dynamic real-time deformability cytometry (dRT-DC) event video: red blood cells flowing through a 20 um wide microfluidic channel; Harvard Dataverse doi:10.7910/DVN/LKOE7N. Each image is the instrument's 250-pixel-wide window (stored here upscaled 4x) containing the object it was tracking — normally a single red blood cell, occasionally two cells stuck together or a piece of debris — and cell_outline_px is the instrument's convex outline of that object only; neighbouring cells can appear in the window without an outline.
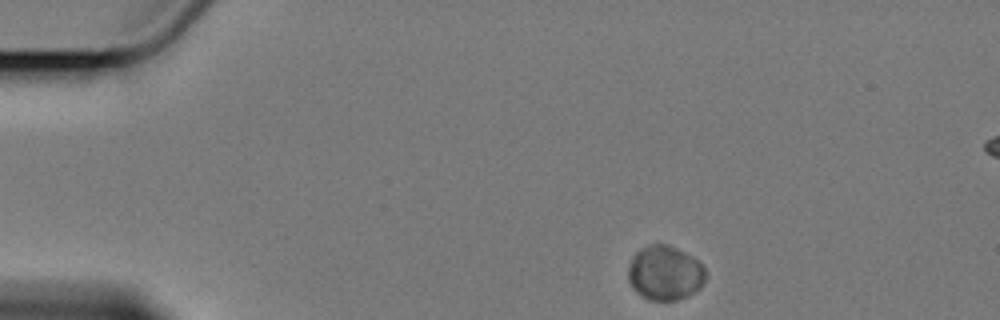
{"species": "Egyptian fruit bat (a non-hibernating species)", "species_latin": "Rousettus aegyptiacus", "temperature_condition": "cold", "stored_images_in_passage": 6, "camera_frame_rate_fps": 3000, "um_per_image_px": 0.085, "animal": {"sex": "female"}, "frame": {"image": 1, "passage_image": 1, "time_ms": 0.0, "image_size_px": [1000, 320], "cell_outline_px": [[704, 280], [700, 288], [688, 296], [676, 300], [648, 300], [640, 296], [632, 288], [628, 280], [628, 268], [632, 256], [640, 248], [652, 244], [668, 244], [692, 256], [704, 268]], "centroid_in_image_um": [56.47, 23.21], "position_along_channel_um": 28.5, "area_um2": 24.62}}
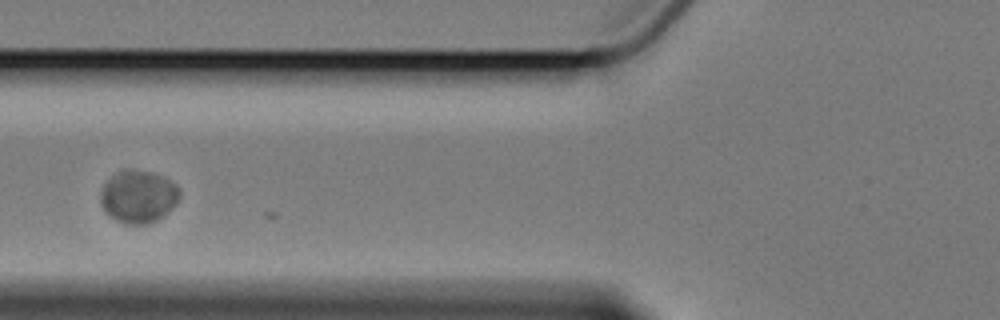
{"frame": {"image": 2, "passage_image": 5, "time_ms": 4.667, "image_size_px": [1000, 320], "cell_outline_px": [[180, 196], [176, 204], [168, 212], [156, 220], [144, 224], [124, 224], [116, 220], [104, 212], [100, 204], [100, 196], [104, 184], [112, 176], [120, 172], [132, 168], [152, 172], [164, 176], [172, 180], [176, 184], [180, 192]], "centroid_in_image_um": [11.77, 16.7], "position_along_channel_um": 114.0, "area_um2": 24.39}}